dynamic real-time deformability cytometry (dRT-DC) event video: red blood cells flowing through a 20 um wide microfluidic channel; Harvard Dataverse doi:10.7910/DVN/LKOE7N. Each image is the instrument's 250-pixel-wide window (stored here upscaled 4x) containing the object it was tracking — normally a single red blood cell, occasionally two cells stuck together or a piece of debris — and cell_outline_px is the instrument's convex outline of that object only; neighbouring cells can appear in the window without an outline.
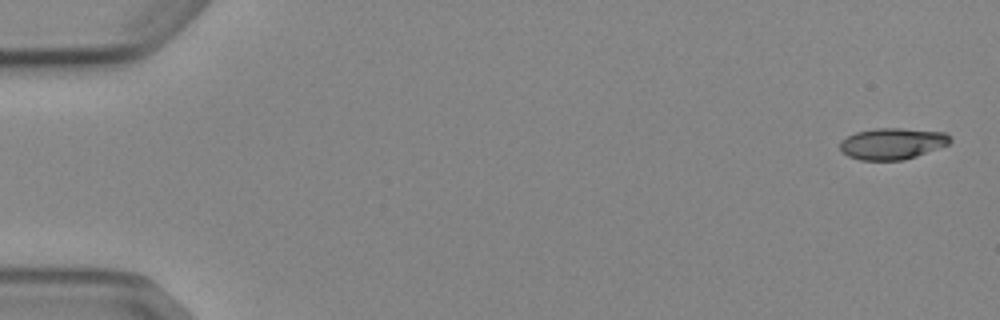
{"species": "Egyptian fruit bat (a non-hibernating species)", "species_latin": "Rousettus aegyptiacus", "temperature_condition": "cold", "stored_images_in_passage": 5, "camera_frame_rate_fps": 3000, "um_per_image_px": 0.085, "animal": {"sex": "female"}, "frame": {"image": 1, "passage_image": 1, "time_ms": 0.0, "image_size_px": [1000, 320], "cell_outline_px": [[952, 140], [948, 144], [916, 156], [904, 160], [860, 160], [848, 156], [840, 152], [840, 140], [856, 132], [876, 128], [900, 128], [948, 132], [952, 136]], "centroid_in_image_um": [75.85, 12.2], "position_along_channel_um": 9.2, "area_um2": 20.29}}